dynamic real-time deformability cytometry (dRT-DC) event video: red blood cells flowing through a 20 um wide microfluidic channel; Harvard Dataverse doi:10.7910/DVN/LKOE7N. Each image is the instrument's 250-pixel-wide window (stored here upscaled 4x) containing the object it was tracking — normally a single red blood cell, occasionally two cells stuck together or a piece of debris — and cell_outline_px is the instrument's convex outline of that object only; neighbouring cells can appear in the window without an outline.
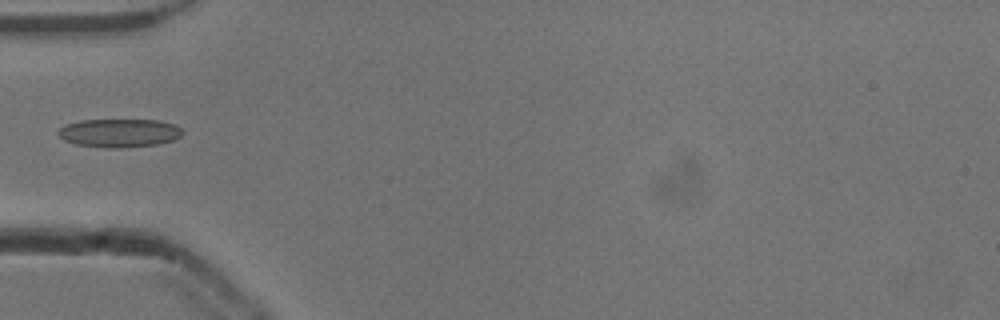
{"species": "common noctule bat (a hibernating species)", "species_latin": "Nyctalus noctula", "temperature_condition": "cold", "stored_images_in_passage": 13, "camera_frame_rate_fps": 3000, "um_per_image_px": 0.085, "animal": {"sex": "male", "body_mass_g": 13.3}, "frame": {"image": 1, "passage_image": 1, "time_ms": 0.0, "image_size_px": [1000, 320], "cell_outline_px": [[184, 132], [180, 136], [172, 140], [156, 144], [120, 148], [108, 148], [76, 144], [64, 140], [56, 132], [64, 124], [80, 120], [160, 120], [176, 124]], "centroid_in_image_um": [10.13, 11.29], "position_along_channel_um": 74.9, "area_um2": 20.63}}
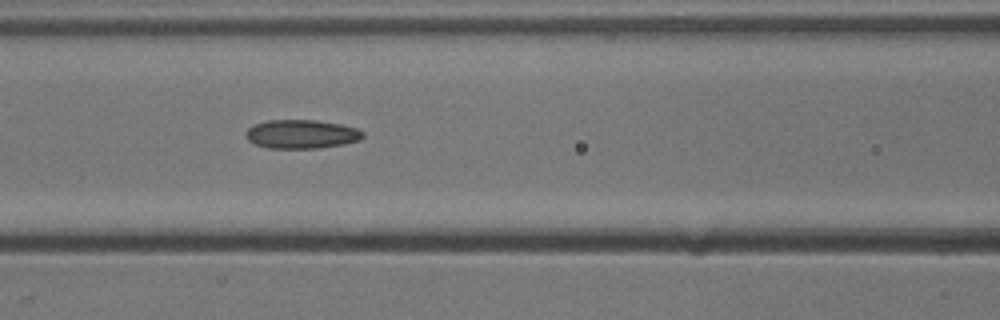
{"frame": {"image": 2, "passage_image": 6, "time_ms": 1.667, "image_size_px": [1000, 320], "cell_outline_px": [[364, 136], [360, 140], [344, 144], [316, 148], [268, 148], [256, 144], [248, 140], [244, 132], [252, 124], [268, 120], [316, 120], [340, 124], [356, 128], [364, 132]], "centroid_in_image_um": [25.61, 11.39], "position_along_channel_um": 141.0, "area_um2": 19.71}}